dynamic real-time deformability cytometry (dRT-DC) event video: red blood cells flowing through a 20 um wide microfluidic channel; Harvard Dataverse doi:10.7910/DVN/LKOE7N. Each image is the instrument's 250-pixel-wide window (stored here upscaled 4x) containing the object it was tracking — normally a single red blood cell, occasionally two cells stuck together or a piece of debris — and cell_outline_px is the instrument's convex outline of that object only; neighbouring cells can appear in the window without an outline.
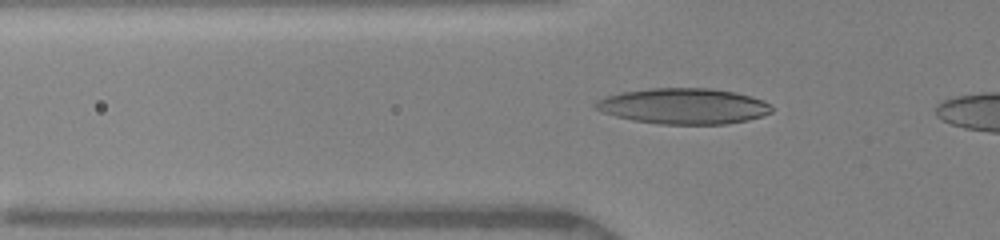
{"species": "human", "species_latin": "Homo sapiens", "temperature_condition": "warm", "stored_images_in_passage": 11, "camera_frame_rate_fps": 3000, "um_per_image_px": 0.085, "donor": {"sex": "female"}, "frame": {"image": 1, "passage_image": 7, "time_ms": 1.667, "image_size_px": [1000, 240], "cell_outline_px": [[772, 112], [748, 120], [728, 124], [660, 124], [632, 120], [600, 112], [592, 104], [596, 100], [604, 96], [620, 92], [648, 88], [712, 88], [736, 92], [752, 96], [764, 100], [772, 104]], "centroid_in_image_um": [58.09, 9.01], "position_along_channel_um": 67.7, "area_um2": 37.17}}